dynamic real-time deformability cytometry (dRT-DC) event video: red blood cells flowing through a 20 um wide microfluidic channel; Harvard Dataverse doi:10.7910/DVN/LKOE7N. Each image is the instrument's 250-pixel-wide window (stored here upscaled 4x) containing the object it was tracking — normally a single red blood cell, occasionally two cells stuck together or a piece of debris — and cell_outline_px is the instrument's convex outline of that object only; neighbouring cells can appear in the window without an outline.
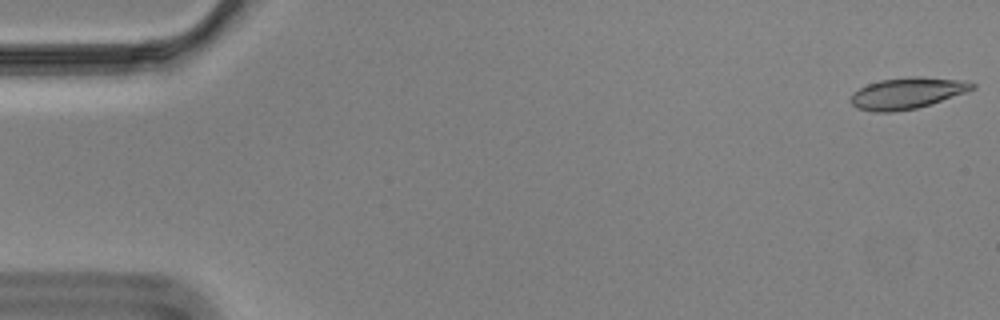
{"species": "Egyptian fruit bat (a non-hibernating species)", "species_latin": "Rousettus aegyptiacus", "temperature_condition": "cold", "stored_images_in_passage": 53, "camera_frame_rate_fps": 3000, "um_per_image_px": 0.085, "animal": {"sex": "male"}, "frame": {"image": 1, "passage_image": 1, "time_ms": 0.0, "image_size_px": [1000, 320], "cell_outline_px": [[976, 88], [968, 92], [916, 108], [892, 112], [872, 112], [856, 108], [848, 100], [852, 92], [868, 84], [880, 80], [912, 76], [916, 76], [960, 80], [976, 84]], "centroid_in_image_um": [77.07, 7.92], "position_along_channel_um": 7.9, "area_um2": 22.2}}
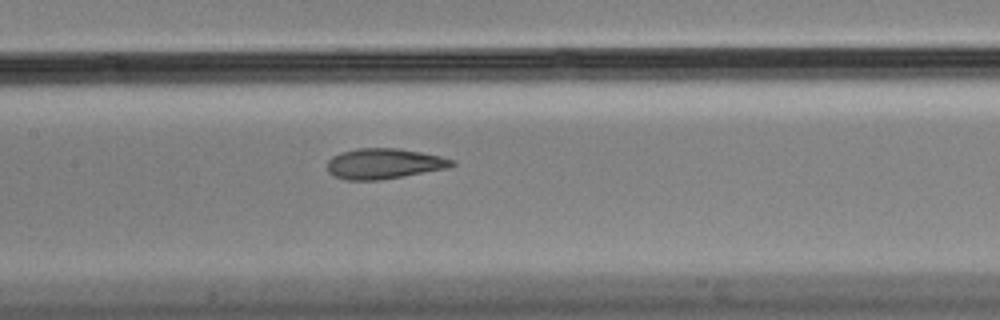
{"frame": {"image": 2, "passage_image": 27, "time_ms": 8.667, "image_size_px": [1000, 320], "cell_outline_px": [[456, 164], [448, 168], [380, 180], [344, 180], [332, 176], [328, 172], [328, 160], [332, 156], [340, 152], [356, 148], [396, 148], [420, 152], [440, 156], [456, 160]], "centroid_in_image_um": [32.62, 13.91], "position_along_channel_um": 174.8, "area_um2": 22.25}}
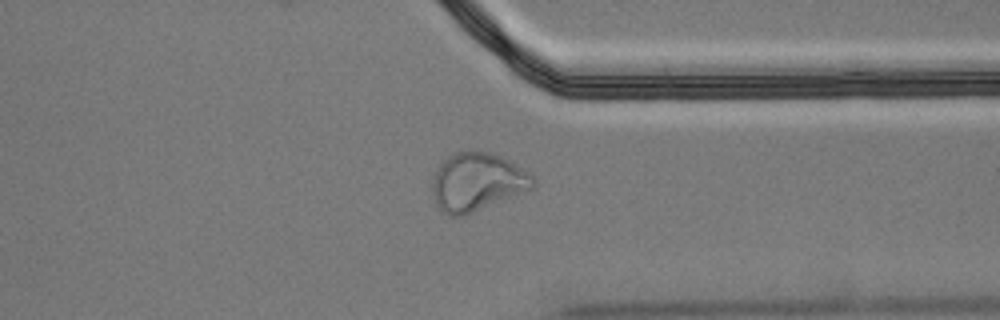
{"frame": {"image": 3, "passage_image": 44, "time_ms": 14.333, "image_size_px": [1000, 320], "cell_outline_px": [[536, 184], [532, 188], [464, 216], [448, 216], [436, 204], [432, 192], [432, 180], [440, 164], [448, 156], [456, 152], [488, 152], [500, 156], [532, 172], [536, 176]], "centroid_in_image_um": [40.58, 15.47], "position_along_channel_um": 370.8, "area_um2": 33.99}, "authors_computed_cell_mechanics": {"area_um2": 22.7154, "velocity_mm_per_s": 3.4968, "shape_relaxation_time_tau1_ms": null, "shape_relaxation_time_tau2_ms": 1.3231, "deformation_change_tau1": null, "deformation_change_tau2": 0.0656}}